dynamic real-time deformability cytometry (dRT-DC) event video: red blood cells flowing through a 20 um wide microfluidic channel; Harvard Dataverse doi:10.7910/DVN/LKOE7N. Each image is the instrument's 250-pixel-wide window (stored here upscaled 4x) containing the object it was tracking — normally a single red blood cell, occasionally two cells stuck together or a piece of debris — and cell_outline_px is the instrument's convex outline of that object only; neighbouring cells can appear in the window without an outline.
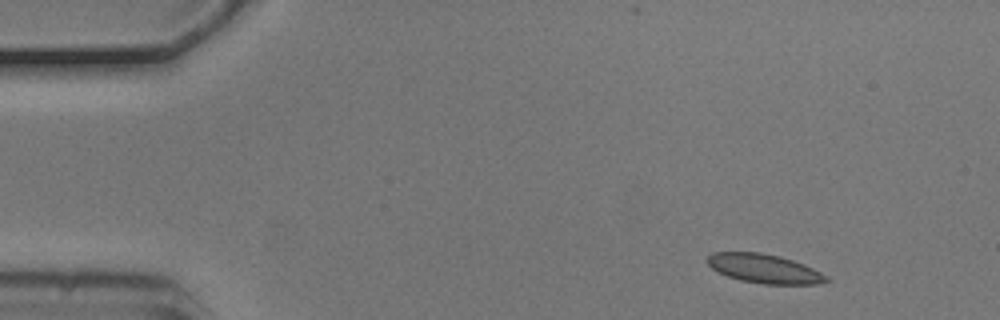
{"species": "common noctule bat (a hibernating species)", "species_latin": "Nyctalus noctula", "temperature_condition": "cold", "stored_images_in_passage": 4, "camera_frame_rate_fps": 3000, "um_per_image_px": 0.085, "animal": {"sex": "male", "body_mass_g": 20.5, "forearm_length_mm": 52.5}, "frame": {"image": 1, "passage_image": 1, "time_ms": 0.0, "image_size_px": [1000, 320], "cell_outline_px": [[832, 280], [816, 284], [764, 284], [740, 280], [728, 276], [712, 268], [704, 260], [712, 252], [760, 252], [780, 256], [804, 264], [828, 276]], "centroid_in_image_um": [64.96, 22.83], "position_along_channel_um": 20.0, "area_um2": 20.17}}
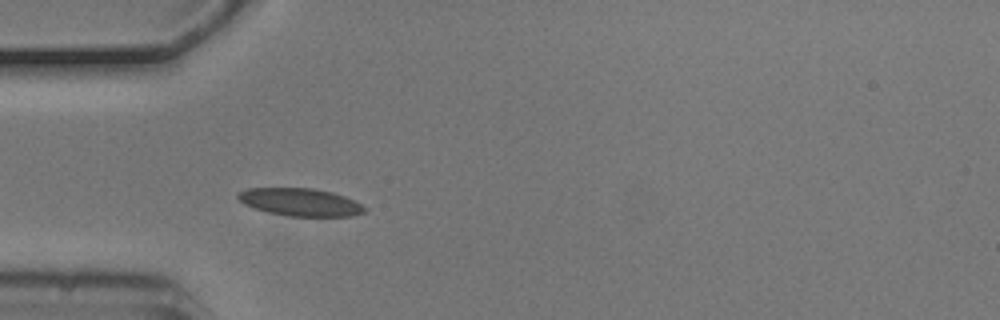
{"frame": {"image": 2, "passage_image": 4, "time_ms": 1.0, "image_size_px": [1000, 320], "cell_outline_px": [[368, 208], [364, 212], [352, 216], [288, 216], [268, 212], [244, 204], [236, 196], [240, 192], [248, 188], [312, 188], [332, 192], [344, 196]], "centroid_in_image_um": [25.53, 17.18], "position_along_channel_um": 59.5, "area_um2": 20.23}}